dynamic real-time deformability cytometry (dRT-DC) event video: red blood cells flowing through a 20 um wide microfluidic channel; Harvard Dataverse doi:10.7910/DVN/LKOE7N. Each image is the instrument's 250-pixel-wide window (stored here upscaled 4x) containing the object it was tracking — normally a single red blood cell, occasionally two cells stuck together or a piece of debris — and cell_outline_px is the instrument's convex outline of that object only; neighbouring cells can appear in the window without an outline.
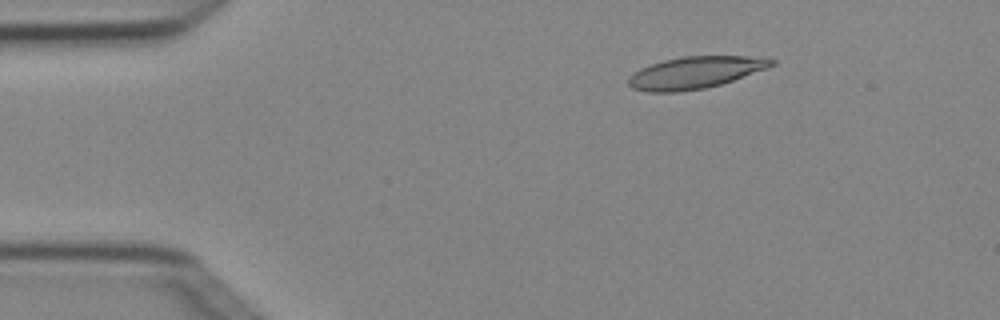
{"species": "Egyptian fruit bat (a non-hibernating species)", "species_latin": "Rousettus aegyptiacus", "temperature_condition": "cold", "stored_images_in_passage": 6, "camera_frame_rate_fps": 3000, "um_per_image_px": 0.085, "animal": {"sex": "female"}, "frame": {"image": 1, "passage_image": 3, "time_ms": 0.667, "image_size_px": [1000, 320], "cell_outline_px": [[776, 64], [768, 68], [720, 84], [704, 88], [676, 92], [648, 92], [632, 88], [628, 84], [628, 76], [640, 68], [664, 60], [684, 56], [744, 56], [776, 60]], "centroid_in_image_um": [59.06, 6.17], "position_along_channel_um": 25.9, "area_um2": 26.41}}
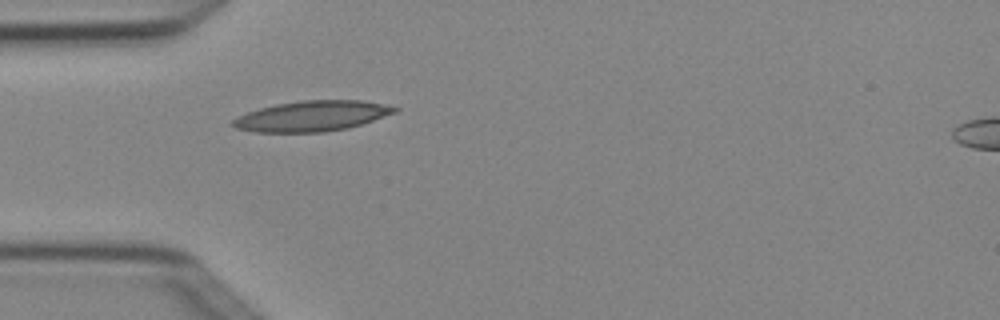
{"frame": {"image": 2, "passage_image": 5, "time_ms": 1.333, "image_size_px": [1000, 320], "cell_outline_px": [[400, 108], [396, 112], [348, 128], [324, 132], [252, 132], [236, 128], [228, 124], [236, 116], [260, 108], [276, 104], [300, 100], [360, 100]], "centroid_in_image_um": [26.43, 9.87], "position_along_channel_um": 58.6, "area_um2": 28.61}}